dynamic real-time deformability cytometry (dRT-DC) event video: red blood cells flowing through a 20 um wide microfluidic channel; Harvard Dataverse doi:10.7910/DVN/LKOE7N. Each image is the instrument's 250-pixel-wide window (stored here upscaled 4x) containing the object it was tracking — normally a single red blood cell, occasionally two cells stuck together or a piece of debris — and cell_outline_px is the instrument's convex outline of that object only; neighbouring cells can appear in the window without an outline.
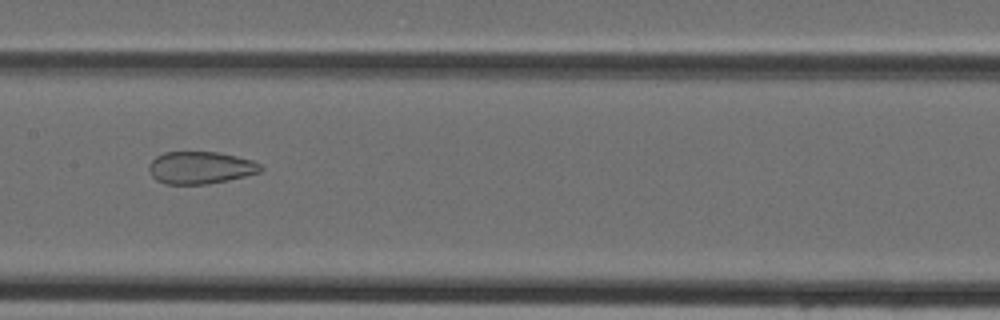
{"species": "Egyptian fruit bat (a non-hibernating species)", "species_latin": "Rousettus aegyptiacus", "temperature_condition": "cold", "stored_images_in_passage": 44, "camera_frame_rate_fps": 3000, "um_per_image_px": 0.085, "animal": {"sex": "female"}, "frame": {"image": 1, "passage_image": 21, "time_ms": 6.667, "image_size_px": [1000, 320], "cell_outline_px": [[264, 168], [260, 172], [228, 180], [208, 184], [164, 184], [156, 180], [152, 176], [148, 168], [148, 164], [156, 156], [164, 152], [216, 152], [236, 156], [252, 160], [260, 164]], "centroid_in_image_um": [17.01, 14.25], "position_along_channel_um": 190.4, "area_um2": 21.1}}
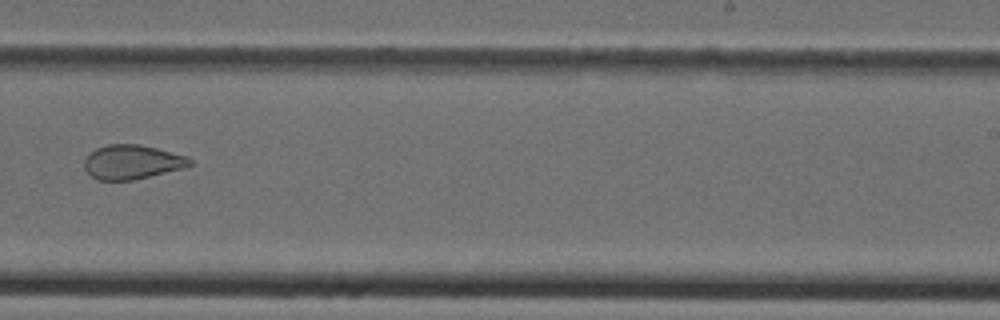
{"frame": {"image": 2, "passage_image": 27, "time_ms": 8.667, "image_size_px": [1000, 320], "cell_outline_px": [[192, 164], [184, 168], [132, 180], [96, 180], [84, 168], [84, 160], [96, 148], [108, 144], [140, 144], [188, 156], [192, 160]], "centroid_in_image_um": [11.24, 13.77], "position_along_channel_um": 277.8, "area_um2": 20.98}}
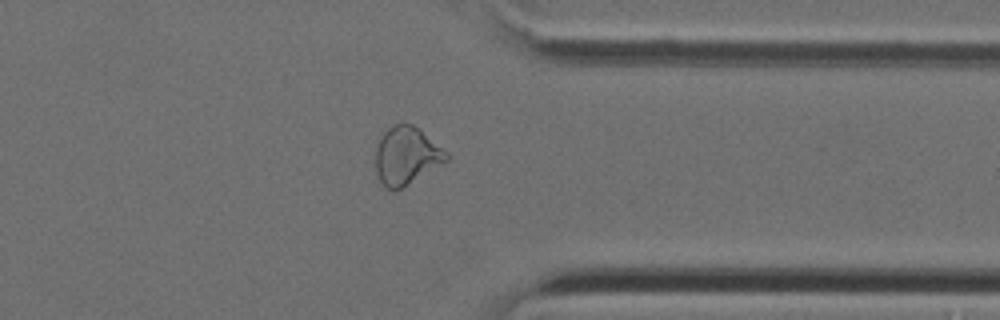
{"frame": {"image": 3, "passage_image": 34, "time_ms": 11.0, "image_size_px": [1000, 320], "cell_outline_px": [[448, 160], [396, 192], [392, 192], [384, 188], [376, 172], [376, 148], [384, 132], [388, 128], [396, 124], [412, 124], [448, 152]], "centroid_in_image_um": [34.53, 13.28], "position_along_channel_um": 376.9, "area_um2": 23.7}}